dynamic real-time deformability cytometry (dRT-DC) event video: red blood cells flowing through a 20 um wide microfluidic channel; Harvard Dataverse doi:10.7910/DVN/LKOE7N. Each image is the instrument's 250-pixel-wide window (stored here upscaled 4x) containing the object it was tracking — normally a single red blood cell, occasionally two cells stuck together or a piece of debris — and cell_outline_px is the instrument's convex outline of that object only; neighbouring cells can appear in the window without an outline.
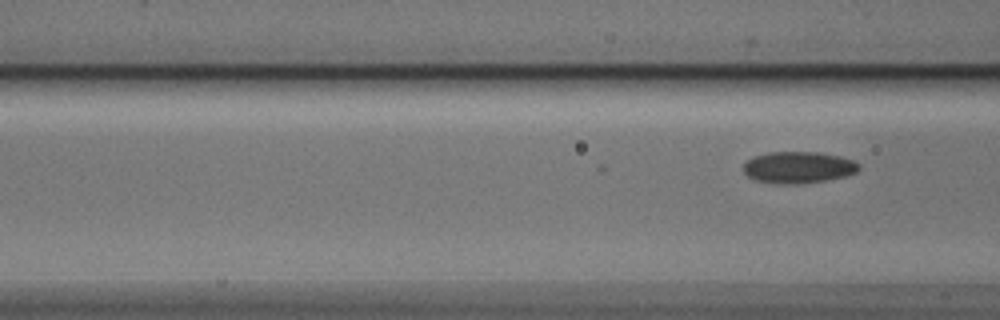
{"species": "Egyptian fruit bat (a non-hibernating species)", "species_latin": "Rousettus aegyptiacus", "temperature_condition": "cold", "stored_images_in_passage": 3, "camera_frame_rate_fps": 3000, "um_per_image_px": 0.085, "animal": {"sex": "male"}, "frame": {"image": 1, "passage_image": 3, "time_ms": 0.667, "image_size_px": [1000, 320], "cell_outline_px": [[860, 168], [856, 172], [844, 176], [824, 180], [796, 184], [792, 184], [756, 180], [748, 176], [744, 172], [744, 164], [752, 156], [768, 152], [820, 152], [840, 156], [852, 160], [860, 164]], "centroid_in_image_um": [67.87, 14.2], "position_along_channel_um": 98.7, "area_um2": 21.04}}